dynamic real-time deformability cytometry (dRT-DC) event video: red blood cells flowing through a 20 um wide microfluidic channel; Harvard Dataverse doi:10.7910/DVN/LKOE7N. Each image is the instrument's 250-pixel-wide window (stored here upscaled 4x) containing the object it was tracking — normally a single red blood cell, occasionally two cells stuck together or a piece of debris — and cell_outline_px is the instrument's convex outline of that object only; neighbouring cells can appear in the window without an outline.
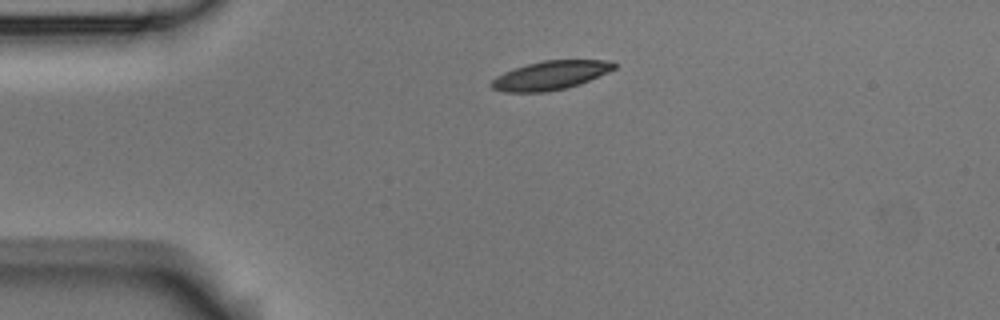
{"species": "Egyptian fruit bat (a non-hibernating species)", "species_latin": "Rousettus aegyptiacus", "temperature_condition": "room temperature", "stored_images_in_passage": 4, "camera_frame_rate_fps": 3000, "um_per_image_px": 0.085, "animal": {"sex": "male"}, "frame": {"image": 1, "passage_image": 4, "time_ms": 3.667, "image_size_px": [1000, 320], "cell_outline_px": [[616, 68], [608, 72], [580, 84], [564, 88], [544, 92], [504, 92], [492, 88], [488, 84], [496, 76], [504, 72], [528, 64], [544, 60], [612, 60], [616, 64]], "centroid_in_image_um": [46.79, 6.4], "position_along_channel_um": 38.2, "area_um2": 20.52}}